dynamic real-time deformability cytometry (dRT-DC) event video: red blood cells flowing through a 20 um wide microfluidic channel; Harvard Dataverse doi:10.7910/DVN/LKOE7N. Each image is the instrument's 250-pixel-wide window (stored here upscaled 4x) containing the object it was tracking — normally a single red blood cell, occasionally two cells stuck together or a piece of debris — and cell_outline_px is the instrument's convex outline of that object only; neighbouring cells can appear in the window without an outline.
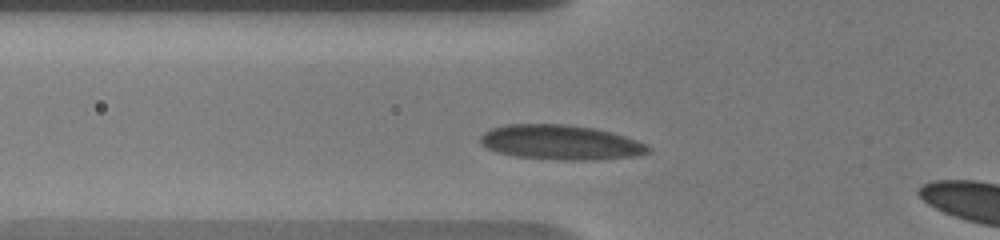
{"species": "human", "species_latin": "Homo sapiens", "temperature_condition": "warm", "stored_images_in_passage": 38, "camera_frame_rate_fps": 3000, "um_per_image_px": 0.085, "donor": {"sex": "male"}, "frame": {"image": 1, "passage_image": 7, "time_ms": 2.667, "image_size_px": [1000, 240], "cell_outline_px": [[652, 152], [632, 156], [600, 160], [564, 160], [516, 156], [496, 152], [480, 144], [480, 136], [484, 132], [492, 128], [508, 124], [564, 124], [592, 128], [612, 132], [636, 140], [652, 148]], "centroid_in_image_um": [47.65, 12.1], "position_along_channel_um": 78.1, "area_um2": 33.93}}
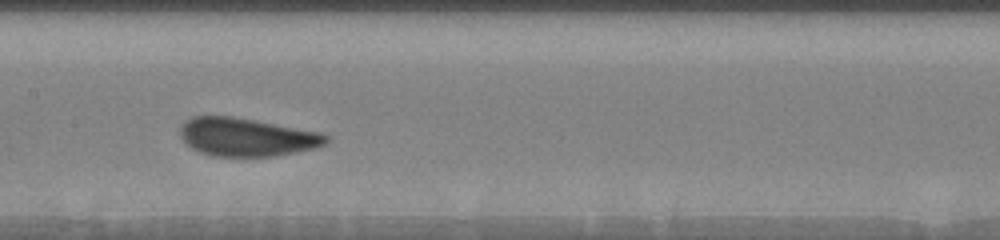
{"frame": {"image": 2, "passage_image": 16, "time_ms": 5.667, "image_size_px": [1000, 240], "cell_outline_px": [[328, 140], [324, 144], [316, 148], [276, 156], [212, 156], [200, 152], [192, 148], [180, 136], [180, 124], [184, 120], [192, 116], [232, 116], [256, 120], [320, 132], [328, 136]], "centroid_in_image_um": [20.94, 11.64], "position_along_channel_um": 186.5, "area_um2": 32.6}}
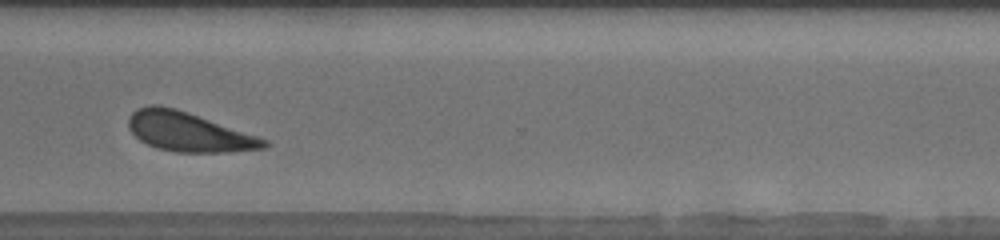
{"frame": {"image": 3, "passage_image": 26, "time_ms": 10.333, "image_size_px": [1000, 240], "cell_outline_px": [[268, 148], [228, 152], [176, 152], [156, 148], [140, 140], [128, 128], [128, 120], [132, 112], [136, 108], [148, 104], [160, 104], [176, 108], [188, 112], [268, 140]], "centroid_in_image_um": [16.0, 11.2], "position_along_channel_um": 354.6, "area_um2": 31.04}}